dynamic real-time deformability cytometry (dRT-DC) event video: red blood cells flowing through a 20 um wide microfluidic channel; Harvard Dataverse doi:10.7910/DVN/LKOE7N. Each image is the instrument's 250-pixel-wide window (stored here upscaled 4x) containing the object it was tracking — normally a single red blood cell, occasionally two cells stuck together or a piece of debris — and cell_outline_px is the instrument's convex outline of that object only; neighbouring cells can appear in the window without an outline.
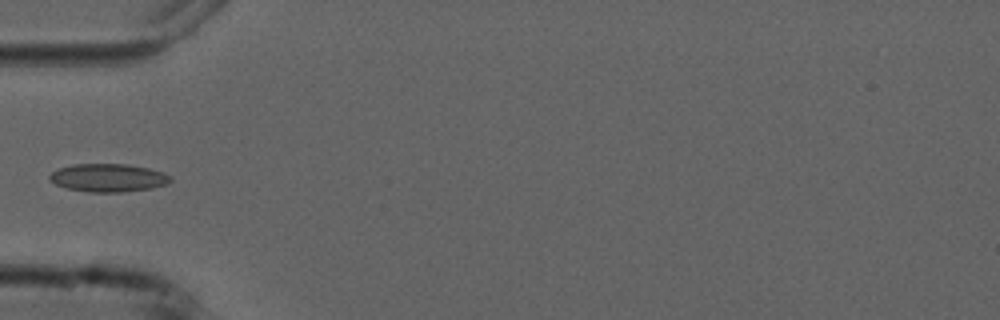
{"species": "common noctule bat (a hibernating species)", "species_latin": "Nyctalus noctula", "temperature_condition": "cold", "stored_images_in_passage": 4, "camera_frame_rate_fps": 3000, "um_per_image_px": 0.085, "animal": {"sex": "male", "forearm_length_mm": 52.5}, "frame": {"image": 1, "passage_image": 4, "time_ms": 3.667, "image_size_px": [1000, 320], "cell_outline_px": [[172, 180], [164, 184], [152, 188], [120, 192], [88, 192], [68, 188], [56, 184], [48, 180], [48, 176], [52, 172], [60, 168], [72, 164], [128, 164], [148, 168], [164, 172], [172, 176]], "centroid_in_image_um": [9.2, 15.1], "position_along_channel_um": 75.8, "area_um2": 19.77}}